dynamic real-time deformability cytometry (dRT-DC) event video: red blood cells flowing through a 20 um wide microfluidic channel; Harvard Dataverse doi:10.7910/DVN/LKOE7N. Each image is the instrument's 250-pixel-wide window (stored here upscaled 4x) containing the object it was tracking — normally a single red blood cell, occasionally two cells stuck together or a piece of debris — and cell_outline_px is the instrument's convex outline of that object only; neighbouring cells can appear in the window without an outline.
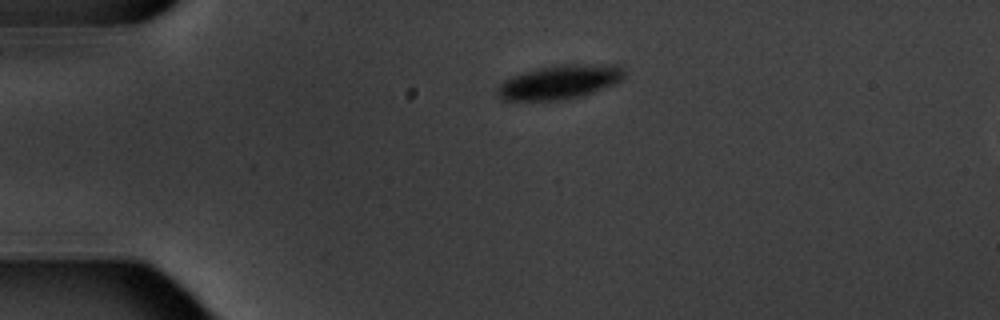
{"species": "common noctule bat (a hibernating species)", "species_latin": "Nyctalus noctula", "temperature_condition": "warm", "stored_images_in_passage": 4, "camera_frame_rate_fps": 3000, "um_per_image_px": 0.085, "animal": {"sex": "male", "body_mass_g": 20.1, "forearm_length_mm": 53.5}, "frame": {"image": 1, "passage_image": 4, "time_ms": 4.333, "image_size_px": [1000, 320], "cell_outline_px": [[624, 76], [620, 80], [612, 84], [592, 92], [580, 96], [560, 100], [500, 100], [496, 92], [496, 88], [504, 80], [512, 76], [524, 72], [556, 64], [620, 64], [624, 68]], "centroid_in_image_um": [47.55, 6.96], "position_along_channel_um": 37.4, "area_um2": 25.14}}